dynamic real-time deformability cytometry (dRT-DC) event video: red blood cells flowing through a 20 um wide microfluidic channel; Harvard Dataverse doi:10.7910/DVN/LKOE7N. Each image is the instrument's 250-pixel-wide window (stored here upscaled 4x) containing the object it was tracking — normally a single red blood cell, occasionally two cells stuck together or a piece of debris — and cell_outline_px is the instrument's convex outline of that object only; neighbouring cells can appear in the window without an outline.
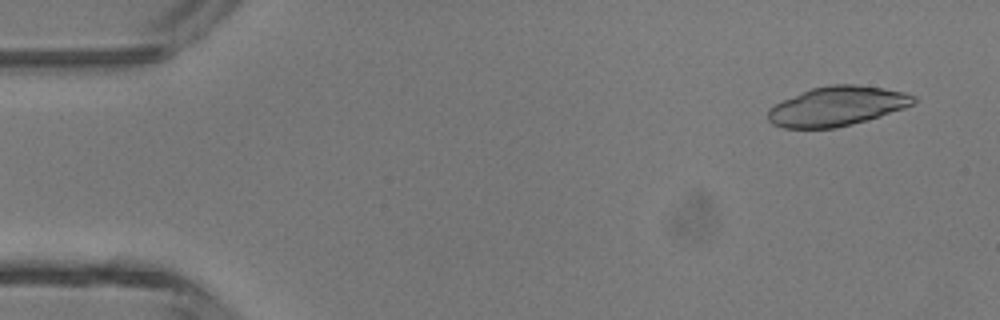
{"species": "common noctule bat (a hibernating species)", "species_latin": "Nyctalus noctula", "temperature_condition": "room temperature", "stored_images_in_passage": 45, "camera_frame_rate_fps": 3000, "um_per_image_px": 0.085, "animal": {"sex": "male", "body_mass_g": 13.3}, "frame": {"image": 1, "passage_image": 3, "time_ms": 0.667, "image_size_px": [1000, 320], "cell_outline_px": [[916, 100], [912, 104], [904, 108], [880, 116], [852, 124], [836, 128], [784, 128], [772, 124], [768, 120], [768, 108], [784, 100], [812, 88], [832, 84], [856, 84], [904, 92], [916, 96]], "centroid_in_image_um": [71.14, 9.03], "position_along_channel_um": 13.9, "area_um2": 33.18}}